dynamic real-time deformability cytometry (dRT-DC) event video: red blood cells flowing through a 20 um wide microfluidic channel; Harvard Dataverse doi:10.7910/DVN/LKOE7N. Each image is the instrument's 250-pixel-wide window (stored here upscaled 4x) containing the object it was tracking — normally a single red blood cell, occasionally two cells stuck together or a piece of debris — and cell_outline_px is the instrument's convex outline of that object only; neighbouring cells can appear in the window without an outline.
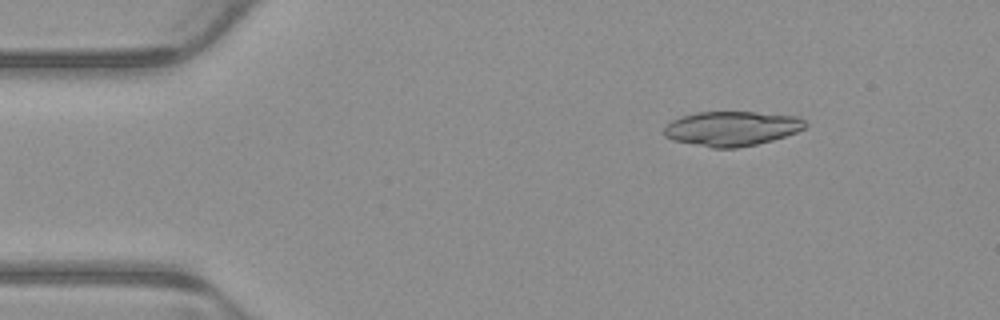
{"species": "common noctule bat (a hibernating species)", "species_latin": "Nyctalus noctula", "temperature_condition": "warm", "stored_images_in_passage": 4, "camera_frame_rate_fps": 3000, "um_per_image_px": 0.085, "animal": {"sex": "male", "body_mass_g": 23.1, "forearm_length_mm": 52.7}, "frame": {"image": 1, "passage_image": 2, "time_ms": 0.333, "image_size_px": [1000, 320], "cell_outline_px": [[808, 124], [804, 128], [796, 132], [772, 140], [756, 144], [736, 148], [712, 148], [672, 140], [664, 136], [664, 128], [672, 120], [696, 112], [756, 112], [796, 116], [804, 120]], "centroid_in_image_um": [62.19, 10.93], "position_along_channel_um": 22.8, "area_um2": 28.38}}